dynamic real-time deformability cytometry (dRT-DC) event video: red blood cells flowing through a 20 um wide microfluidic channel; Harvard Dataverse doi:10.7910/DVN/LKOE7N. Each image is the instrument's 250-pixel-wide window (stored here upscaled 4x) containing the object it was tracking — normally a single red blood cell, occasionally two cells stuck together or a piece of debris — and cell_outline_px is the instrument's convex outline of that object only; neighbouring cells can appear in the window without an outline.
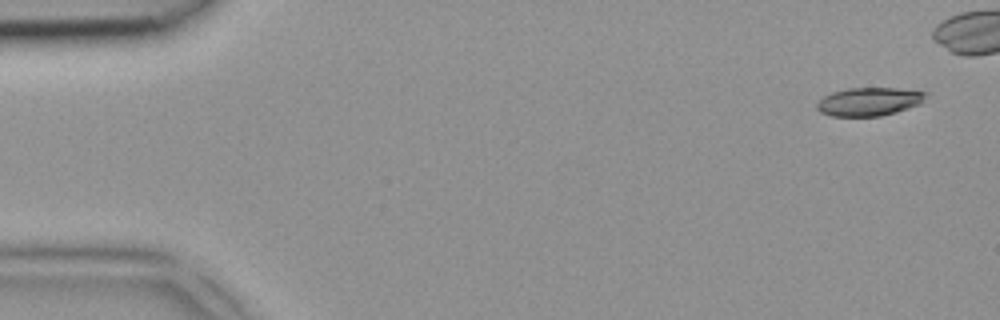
{"species": "common noctule bat (a hibernating species)", "species_latin": "Nyctalus noctula", "temperature_condition": "room temperature", "stored_images_in_passage": 4, "camera_frame_rate_fps": 3000, "um_per_image_px": 0.085, "animal": {"sex": "female", "body_mass_g": 18.4}, "frame": {"image": 1, "passage_image": 1, "time_ms": 0.0, "image_size_px": [1000, 320], "cell_outline_px": [[928, 92], [920, 104], [896, 112], [880, 116], [832, 116], [820, 112], [816, 108], [816, 104], [824, 96], [832, 92], [848, 88], [896, 88]], "centroid_in_image_um": [73.86, 8.64], "position_along_channel_um": 11.1, "area_um2": 17.92}}